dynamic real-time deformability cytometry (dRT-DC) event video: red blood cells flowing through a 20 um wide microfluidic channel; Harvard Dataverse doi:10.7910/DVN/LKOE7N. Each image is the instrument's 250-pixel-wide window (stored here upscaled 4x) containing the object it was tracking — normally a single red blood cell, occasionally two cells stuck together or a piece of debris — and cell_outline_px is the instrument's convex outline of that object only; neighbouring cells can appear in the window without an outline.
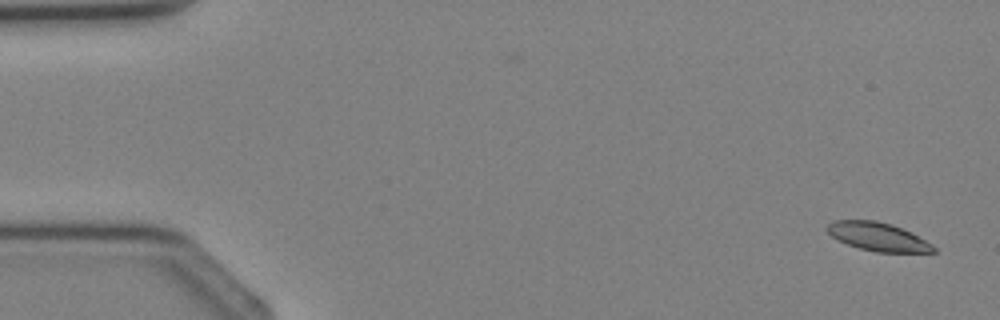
{"species": "Egyptian fruit bat (a non-hibernating species)", "species_latin": "Rousettus aegyptiacus", "temperature_condition": "cold", "stored_images_in_passage": 3, "camera_frame_rate_fps": 3000, "um_per_image_px": 0.085, "animal": {"sex": "female"}, "frame": {"image": 1, "passage_image": 1, "time_ms": 0.0, "image_size_px": [1000, 320], "cell_outline_px": [[936, 252], [876, 252], [860, 248], [848, 244], [832, 236], [824, 228], [832, 220], [876, 220], [892, 224], [932, 244], [936, 248]], "centroid_in_image_um": [74.58, 20.11], "position_along_channel_um": 10.4, "area_um2": 17.34}}
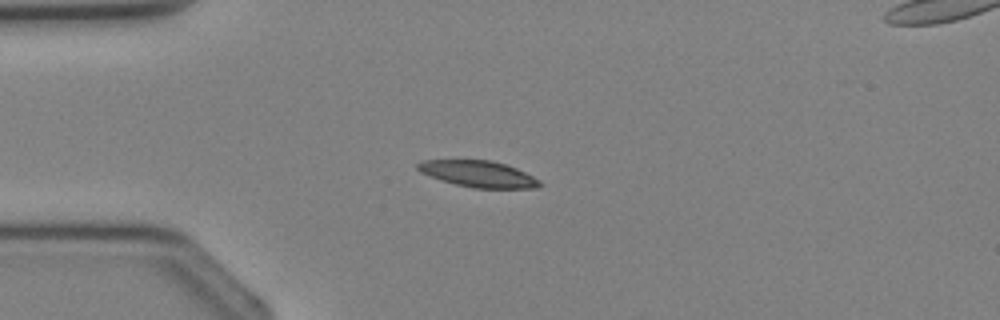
{"frame": {"image": 2, "passage_image": 3, "time_ms": 2.667, "image_size_px": [1000, 320], "cell_outline_px": [[544, 184], [536, 188], [472, 188], [440, 180], [420, 172], [416, 168], [416, 164], [424, 160], [492, 160], [516, 168], [540, 180]], "centroid_in_image_um": [40.66, 14.79], "position_along_channel_um": 44.3, "area_um2": 18.73}}